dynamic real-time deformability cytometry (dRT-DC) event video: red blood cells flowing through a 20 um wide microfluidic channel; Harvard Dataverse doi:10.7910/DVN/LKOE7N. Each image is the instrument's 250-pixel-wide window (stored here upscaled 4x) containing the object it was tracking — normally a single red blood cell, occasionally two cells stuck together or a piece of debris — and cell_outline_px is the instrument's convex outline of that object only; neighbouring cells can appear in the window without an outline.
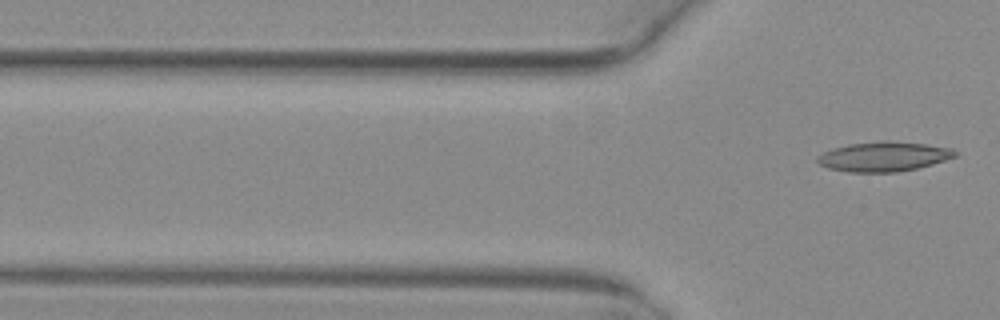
{"species": "common noctule bat (a hibernating species)", "species_latin": "Nyctalus noctula", "temperature_condition": "warm", "stored_images_in_passage": 2, "camera_frame_rate_fps": 3000, "um_per_image_px": 0.085, "animal": {"sex": "female", "body_mass_g": 29.2, "forearm_length_mm": 56.3}, "frame": {"image": 1, "passage_image": 2, "time_ms": 0.333, "image_size_px": [1000, 320], "cell_outline_px": [[956, 156], [932, 164], [916, 168], [896, 172], [848, 172], [828, 168], [820, 164], [816, 160], [816, 156], [832, 148], [848, 144], [888, 140], [928, 144], [952, 148], [956, 152]], "centroid_in_image_um": [75.09, 13.3], "position_along_channel_um": 50.7, "area_um2": 23.81}}